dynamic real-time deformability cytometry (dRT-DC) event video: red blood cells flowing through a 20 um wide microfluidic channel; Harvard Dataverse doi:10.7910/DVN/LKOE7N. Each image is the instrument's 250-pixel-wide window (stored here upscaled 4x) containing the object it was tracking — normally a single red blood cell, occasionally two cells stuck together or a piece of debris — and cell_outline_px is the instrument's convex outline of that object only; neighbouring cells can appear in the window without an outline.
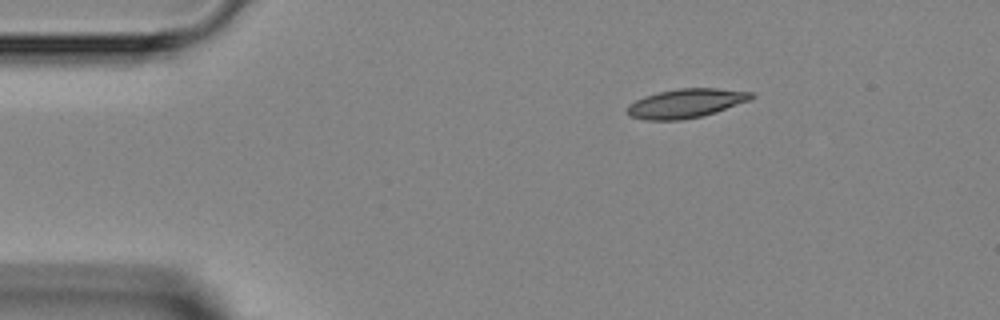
{"species": "Egyptian fruit bat (a non-hibernating species)", "species_latin": "Rousettus aegyptiacus", "temperature_condition": "room temperature", "stored_images_in_passage": 4, "camera_frame_rate_fps": 3000, "um_per_image_px": 0.085, "animal": {"sex": "female"}, "frame": {"image": 1, "passage_image": 1, "time_ms": 0.0, "image_size_px": [1000, 320], "cell_outline_px": [[756, 96], [752, 100], [716, 112], [684, 120], [644, 120], [628, 116], [624, 112], [628, 104], [644, 96], [660, 92], [680, 88], [716, 88], [752, 92]], "centroid_in_image_um": [58.29, 8.79], "position_along_channel_um": 26.7, "area_um2": 21.27}}
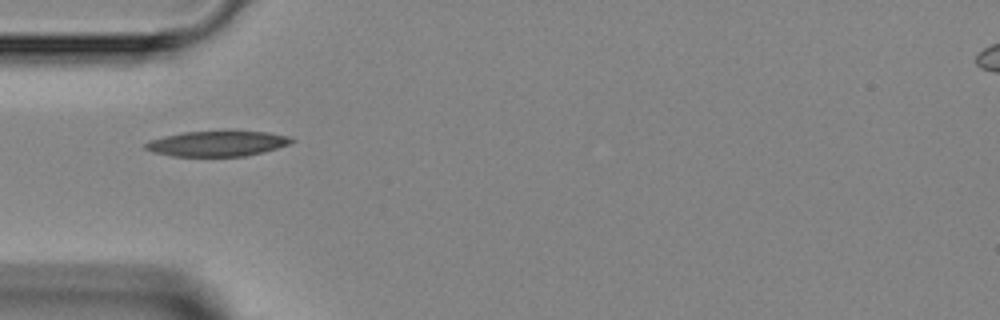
{"frame": {"image": 2, "passage_image": 3, "time_ms": 2.333, "image_size_px": [1000, 320], "cell_outline_px": [[296, 140], [288, 144], [264, 152], [244, 156], [172, 156], [152, 152], [144, 148], [144, 144], [148, 140], [164, 136], [184, 132], [228, 128], [232, 128], [268, 132], [288, 136]], "centroid_in_image_um": [18.48, 12.15], "position_along_channel_um": 66.5, "area_um2": 22.6}}
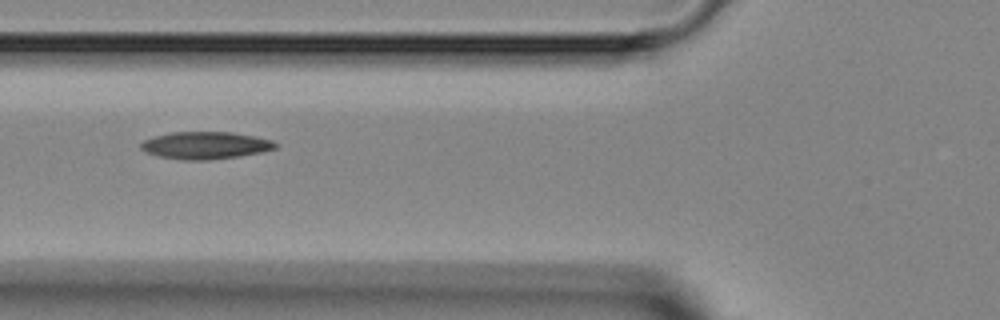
{"frame": {"image": 3, "passage_image": 4, "time_ms": 3.333, "image_size_px": [1000, 320], "cell_outline_px": [[280, 144], [276, 148], [260, 152], [240, 156], [208, 160], [184, 160], [160, 156], [148, 152], [140, 148], [140, 144], [144, 140], [156, 136], [172, 132], [232, 132], [256, 136], [272, 140]], "centroid_in_image_um": [17.51, 12.35], "position_along_channel_um": 108.3, "area_um2": 21.33}}